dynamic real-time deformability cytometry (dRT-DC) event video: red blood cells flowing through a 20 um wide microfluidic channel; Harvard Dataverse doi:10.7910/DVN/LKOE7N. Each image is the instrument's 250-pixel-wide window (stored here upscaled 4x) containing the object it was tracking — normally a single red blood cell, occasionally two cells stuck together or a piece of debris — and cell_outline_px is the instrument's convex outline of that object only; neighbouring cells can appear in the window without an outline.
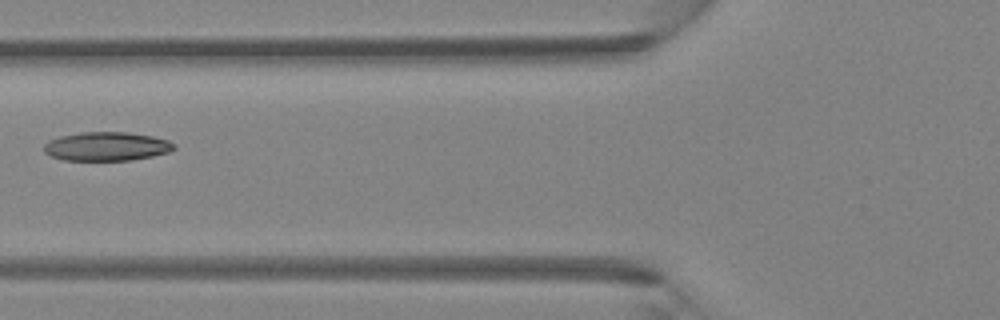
{"species": "Egyptian fruit bat (a non-hibernating species)", "species_latin": "Rousettus aegyptiacus", "temperature_condition": "room temperature", "stored_images_in_passage": 5, "camera_frame_rate_fps": 3000, "um_per_image_px": 0.085, "animal": {"sex": "female"}, "frame": {"image": 1, "passage_image": 5, "time_ms": 1.333, "image_size_px": [1000, 320], "cell_outline_px": [[176, 148], [168, 152], [152, 156], [128, 160], [64, 160], [52, 156], [44, 152], [44, 144], [48, 140], [60, 136], [80, 132], [128, 132], [152, 136], [168, 140], [176, 144]], "centroid_in_image_um": [9.06, 12.43], "position_along_channel_um": 116.7, "area_um2": 21.85}}